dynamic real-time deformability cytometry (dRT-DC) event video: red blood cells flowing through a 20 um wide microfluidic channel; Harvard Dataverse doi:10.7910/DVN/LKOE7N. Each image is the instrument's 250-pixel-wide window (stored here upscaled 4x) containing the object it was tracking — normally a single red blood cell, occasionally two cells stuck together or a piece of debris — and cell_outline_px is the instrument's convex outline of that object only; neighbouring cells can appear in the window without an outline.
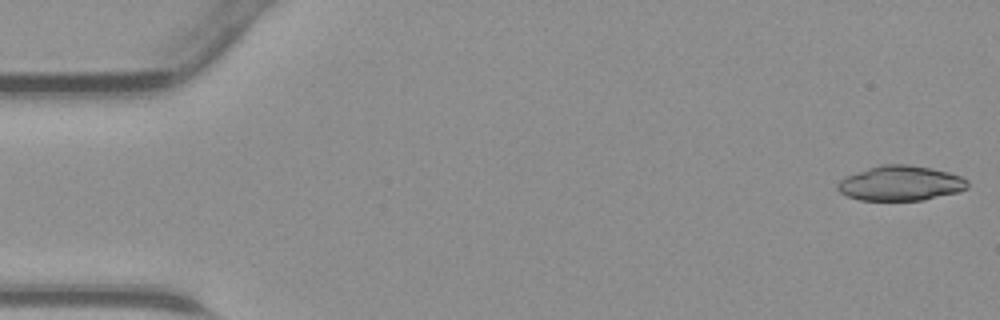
{"species": "common noctule bat (a hibernating species)", "species_latin": "Nyctalus noctula", "temperature_condition": "warm", "stored_images_in_passage": 45, "camera_frame_rate_fps": 3000, "um_per_image_px": 0.085, "animal": {"sex": "male", "body_mass_g": 23.1, "forearm_length_mm": 52.7}, "frame": {"image": 1, "passage_image": 1, "time_ms": 0.0, "image_size_px": [1000, 320], "cell_outline_px": [[968, 188], [956, 192], [924, 200], [860, 200], [848, 196], [840, 192], [836, 188], [836, 184], [844, 176], [880, 164], [908, 164], [948, 172], [960, 176], [968, 180]], "centroid_in_image_um": [76.51, 15.57], "position_along_channel_um": 8.5, "area_um2": 26.41}}
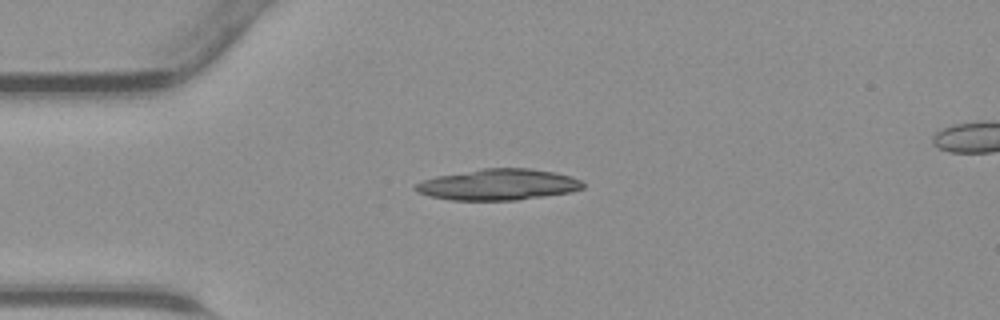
{"frame": {"image": 2, "passage_image": 11, "time_ms": 3.333, "image_size_px": [1000, 320], "cell_outline_px": [[584, 188], [572, 192], [516, 200], [452, 200], [432, 196], [416, 192], [412, 188], [416, 184], [424, 180], [436, 176], [484, 168], [528, 168], [552, 172], [572, 176], [580, 180], [584, 184]], "centroid_in_image_um": [42.37, 15.69], "position_along_channel_um": 42.6, "area_um2": 30.23}}